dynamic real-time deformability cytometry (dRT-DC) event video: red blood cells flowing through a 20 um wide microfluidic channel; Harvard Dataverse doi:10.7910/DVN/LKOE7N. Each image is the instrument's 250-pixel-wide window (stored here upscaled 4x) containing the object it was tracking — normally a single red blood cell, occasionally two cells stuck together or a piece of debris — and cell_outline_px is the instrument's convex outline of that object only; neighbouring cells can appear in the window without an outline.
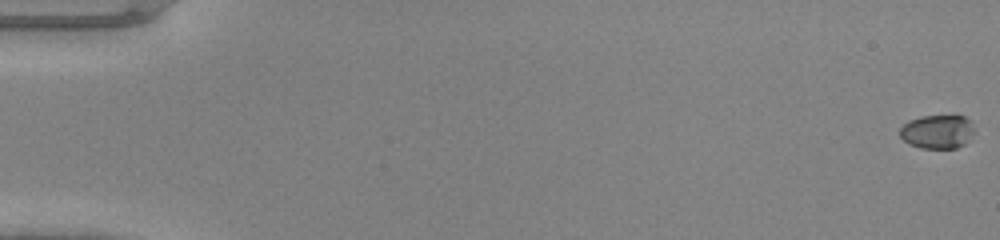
{"species": "common noctule bat (a hibernating species)", "species_latin": "Nyctalus noctula", "temperature_condition": "warm", "stored_images_in_passage": 50, "camera_frame_rate_fps": 3000, "um_per_image_px": 0.085, "animal": {"sex": "male", "body_mass_g": 20.0, "forearm_length_mm": 53.3}, "frame": {"image": 1, "passage_image": 1, "time_ms": 0.0, "image_size_px": [1000, 240], "cell_outline_px": [[976, 132], [964, 144], [956, 148], [920, 148], [908, 144], [900, 136], [900, 128], [908, 120], [920, 116], [964, 116], [972, 120]], "centroid_in_image_um": [79.7, 11.19], "position_along_channel_um": 5.3, "area_um2": 14.91}}
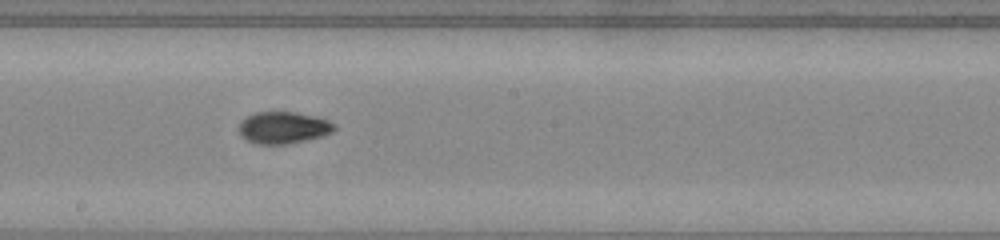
{"frame": {"image": 2, "passage_image": 29, "time_ms": 9.333, "image_size_px": [1000, 240], "cell_outline_px": [[336, 128], [332, 132], [324, 136], [288, 144], [256, 144], [240, 136], [240, 124], [248, 116], [256, 112], [296, 112], [316, 116], [328, 120], [336, 124]], "centroid_in_image_um": [24.14, 10.85], "position_along_channel_um": 224.1, "area_um2": 17.74}}
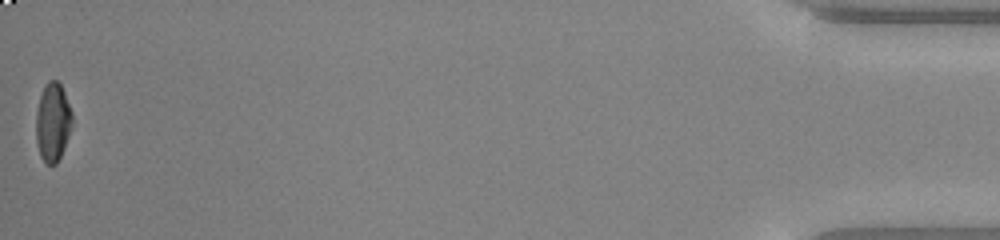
{"frame": {"image": 3, "passage_image": 50, "time_ms": 16.333, "image_size_px": [1000, 240], "cell_outline_px": [[72, 124], [64, 148], [56, 164], [48, 164], [40, 156], [36, 144], [36, 112], [40, 96], [44, 84], [48, 80], [56, 80], [60, 84], [64, 92], [72, 112]], "centroid_in_image_um": [4.47, 10.36], "position_along_channel_um": 430.7, "area_um2": 16.53}}